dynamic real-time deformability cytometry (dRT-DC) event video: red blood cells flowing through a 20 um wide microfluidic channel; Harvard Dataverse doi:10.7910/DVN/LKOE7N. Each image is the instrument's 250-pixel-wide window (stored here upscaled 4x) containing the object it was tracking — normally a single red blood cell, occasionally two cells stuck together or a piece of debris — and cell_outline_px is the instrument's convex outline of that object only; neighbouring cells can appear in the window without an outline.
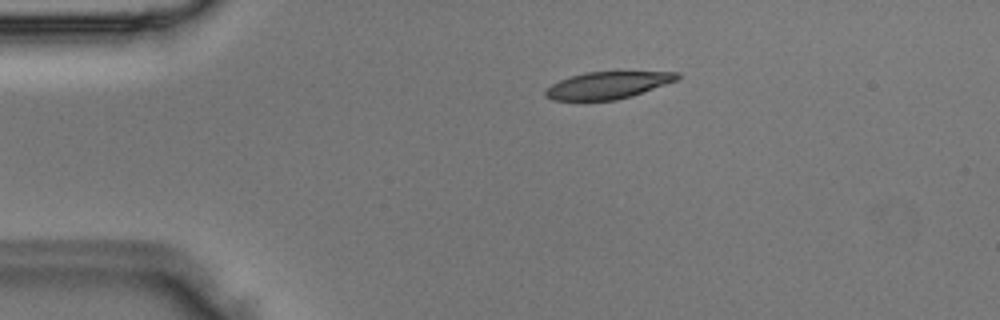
{"species": "Egyptian fruit bat (a non-hibernating species)", "species_latin": "Rousettus aegyptiacus", "temperature_condition": "room temperature", "stored_images_in_passage": 3, "camera_frame_rate_fps": 3000, "um_per_image_px": 0.085, "animal": {"sex": "male"}, "frame": {"image": 1, "passage_image": 2, "time_ms": 0.333, "image_size_px": [1000, 320], "cell_outline_px": [[680, 76], [676, 80], [632, 96], [616, 100], [552, 100], [544, 96], [544, 92], [552, 84], [560, 80], [584, 72], [680, 72]], "centroid_in_image_um": [51.63, 7.25], "position_along_channel_um": 33.4, "area_um2": 20.52}}